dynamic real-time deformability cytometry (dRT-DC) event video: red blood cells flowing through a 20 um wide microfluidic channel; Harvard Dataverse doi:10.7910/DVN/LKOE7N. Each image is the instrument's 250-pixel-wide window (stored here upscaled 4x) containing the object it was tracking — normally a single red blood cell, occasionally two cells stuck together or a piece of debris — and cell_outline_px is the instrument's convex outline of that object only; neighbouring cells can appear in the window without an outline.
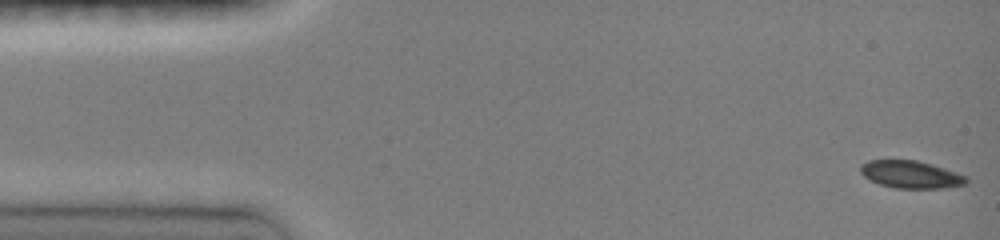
{"species": "common noctule bat (a hibernating species)", "species_latin": "Nyctalus noctula", "temperature_condition": "room temperature", "stored_images_in_passage": 80, "camera_frame_rate_fps": 3000, "um_per_image_px": 0.085, "animal": {"sex": "female", "body_mass_g": 19.0, "forearm_length_mm": 51.5}, "frame": {"image": 1, "passage_image": 1, "time_ms": 0.0, "image_size_px": [1000, 240], "cell_outline_px": [[968, 184], [944, 188], [896, 188], [880, 184], [864, 176], [860, 172], [860, 164], [868, 160], [916, 160], [932, 164], [968, 176]], "centroid_in_image_um": [77.45, 14.83], "position_along_channel_um": 7.6, "area_um2": 16.99}}
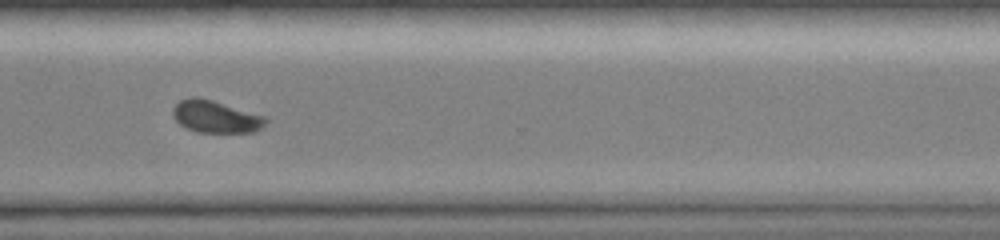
{"frame": {"image": 2, "passage_image": 53, "time_ms": 11.333, "image_size_px": [1000, 240], "cell_outline_px": [[268, 120], [256, 132], [196, 132], [180, 124], [172, 116], [172, 108], [180, 100], [192, 96], [200, 96], [264, 116]], "centroid_in_image_um": [18.29, 9.9], "position_along_channel_um": 352.3, "area_um2": 17.4}}
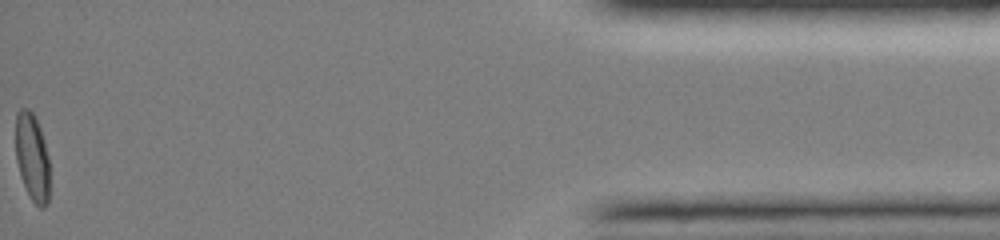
{"frame": {"image": 3, "passage_image": 79, "time_ms": 15.333, "image_size_px": [1000, 240], "cell_outline_px": [[48, 204], [44, 208], [40, 208], [32, 200], [20, 176], [16, 160], [16, 112], [20, 108], [28, 108], [36, 116], [44, 140], [48, 156]], "centroid_in_image_um": [2.73, 13.32], "position_along_channel_um": 432.5, "area_um2": 17.34}, "authors_computed_cell_mechanics": {"area_um2": 17.8024, "velocity_mm_per_s": 4.1088, "shape_relaxation_time_tau1_ms": 6.7412, "shape_relaxation_time_tau2_ms": 1.5668, "deformation_change_tau1": 0.1431, "deformation_change_tau2": 0.0258}}